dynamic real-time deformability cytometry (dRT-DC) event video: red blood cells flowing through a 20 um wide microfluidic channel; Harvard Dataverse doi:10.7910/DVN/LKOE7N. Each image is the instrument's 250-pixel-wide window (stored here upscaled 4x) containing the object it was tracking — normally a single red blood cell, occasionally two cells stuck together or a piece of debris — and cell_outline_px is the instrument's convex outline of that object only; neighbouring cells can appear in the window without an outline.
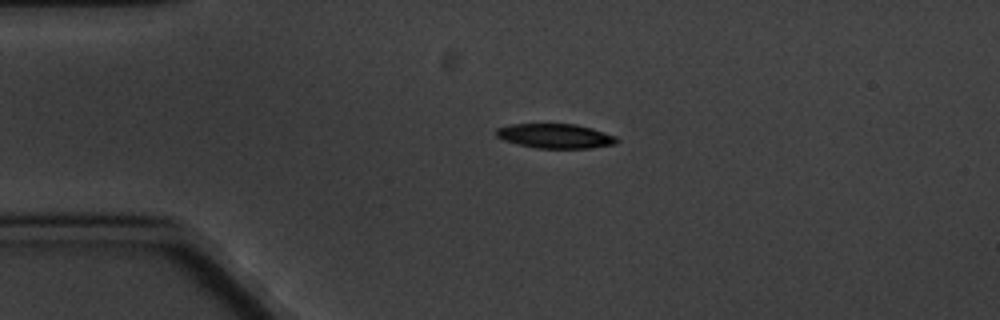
{"species": "common noctule bat (a hibernating species)", "species_latin": "Nyctalus noctula", "temperature_condition": "cold", "stored_images_in_passage": 4, "camera_frame_rate_fps": 3000, "um_per_image_px": 0.085, "animal": {"sex": "male", "body_mass_g": 20.1, "forearm_length_mm": 53.5}, "frame": {"image": 1, "passage_image": 3, "time_ms": 2.333, "image_size_px": [1000, 320], "cell_outline_px": [[620, 140], [616, 144], [592, 148], [536, 148], [504, 140], [496, 136], [496, 128], [512, 124], [576, 124], [592, 128], [616, 136]], "centroid_in_image_um": [47.24, 11.56], "position_along_channel_um": 37.8, "area_um2": 17.22}}